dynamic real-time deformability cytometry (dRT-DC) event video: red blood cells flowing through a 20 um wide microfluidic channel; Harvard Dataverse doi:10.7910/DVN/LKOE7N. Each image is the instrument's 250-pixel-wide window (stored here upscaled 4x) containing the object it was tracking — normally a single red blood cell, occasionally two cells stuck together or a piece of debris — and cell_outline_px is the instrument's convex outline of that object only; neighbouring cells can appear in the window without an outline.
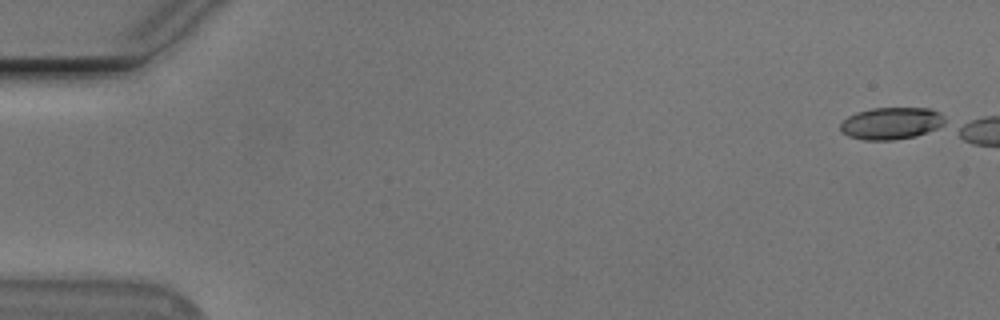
{"species": "Egyptian fruit bat (a non-hibernating species)", "species_latin": "Rousettus aegyptiacus", "temperature_condition": "cold", "stored_images_in_passage": 5, "camera_frame_rate_fps": 3000, "um_per_image_px": 0.085, "animal": {"sex": "male"}, "frame": {"image": 1, "passage_image": 1, "time_ms": 0.0, "image_size_px": [1000, 320], "cell_outline_px": [[944, 124], [936, 128], [916, 136], [892, 140], [864, 140], [848, 136], [840, 132], [840, 124], [848, 116], [856, 112], [872, 108], [928, 108], [940, 112], [944, 116]], "centroid_in_image_um": [75.73, 10.48], "position_along_channel_um": 9.3, "area_um2": 19.54}}